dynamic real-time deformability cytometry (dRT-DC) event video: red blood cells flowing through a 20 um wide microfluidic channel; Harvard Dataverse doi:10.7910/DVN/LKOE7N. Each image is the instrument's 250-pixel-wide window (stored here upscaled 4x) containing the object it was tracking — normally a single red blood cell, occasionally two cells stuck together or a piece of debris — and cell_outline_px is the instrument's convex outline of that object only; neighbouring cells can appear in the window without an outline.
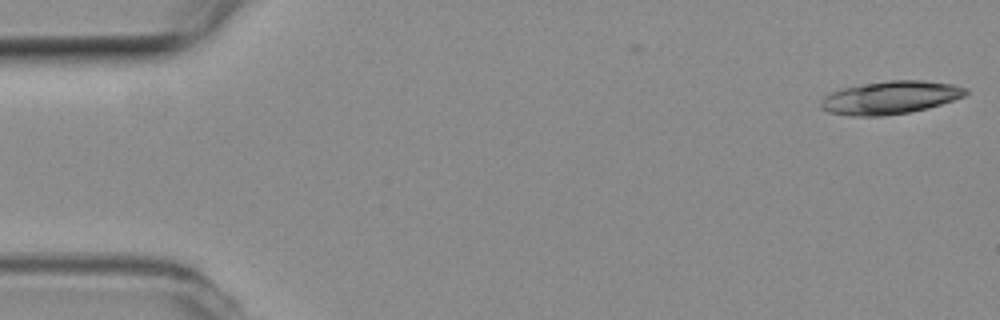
{"species": "common noctule bat (a hibernating species)", "species_latin": "Nyctalus noctula", "temperature_condition": "room temperature", "stored_images_in_passage": 18, "camera_frame_rate_fps": 3000, "um_per_image_px": 0.085, "animal": {"sex": "female", "body_mass_g": 19.3, "forearm_length_mm": 54.1}, "frame": {"image": 1, "passage_image": 1, "time_ms": 0.0, "image_size_px": [1000, 320], "cell_outline_px": [[968, 92], [964, 96], [928, 108], [908, 112], [884, 116], [852, 116], [828, 112], [820, 108], [820, 100], [824, 96], [840, 88], [892, 80], [924, 80], [952, 84], [968, 88]], "centroid_in_image_um": [75.65, 8.3], "position_along_channel_um": 9.3, "area_um2": 27.8}}